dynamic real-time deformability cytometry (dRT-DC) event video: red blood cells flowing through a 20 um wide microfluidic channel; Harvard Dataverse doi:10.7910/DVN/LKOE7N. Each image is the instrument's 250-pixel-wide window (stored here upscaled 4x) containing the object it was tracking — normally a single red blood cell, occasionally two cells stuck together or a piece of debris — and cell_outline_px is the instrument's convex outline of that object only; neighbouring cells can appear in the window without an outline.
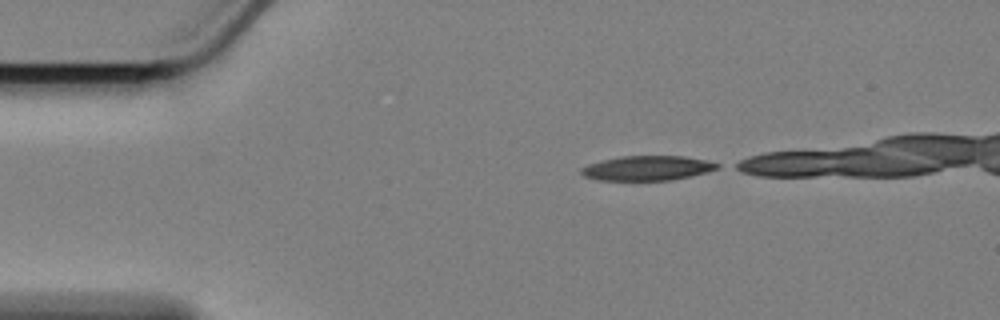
{"species": "Egyptian fruit bat (a non-hibernating species)", "species_latin": "Rousettus aegyptiacus", "temperature_condition": "cold", "stored_images_in_passage": 12, "camera_frame_rate_fps": 3000, "um_per_image_px": 0.085, "animal": {"sex": "female"}, "frame": {"image": 1, "passage_image": 1, "time_ms": 0.0, "image_size_px": [1000, 320], "cell_outline_px": [[720, 168], [708, 172], [672, 180], [596, 180], [584, 176], [580, 172], [580, 168], [588, 164], [620, 156], [684, 156], [708, 160], [720, 164]], "centroid_in_image_um": [55.05, 14.29], "position_along_channel_um": 30.0, "area_um2": 19.65}}
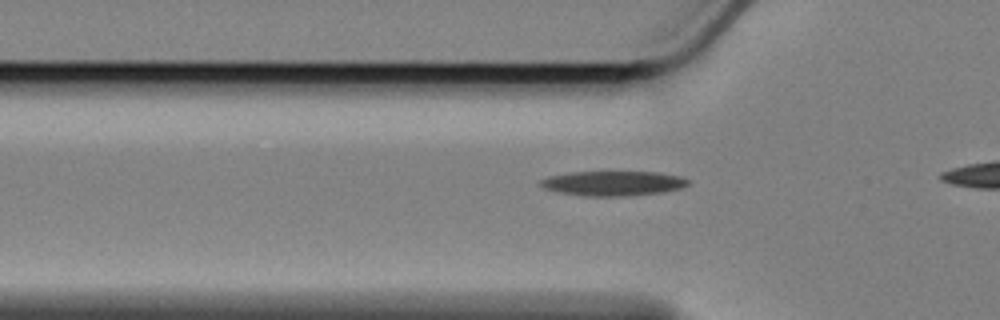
{"frame": {"image": 2, "passage_image": 9, "time_ms": 2.667, "image_size_px": [1000, 320], "cell_outline_px": [[692, 180], [688, 184], [680, 188], [660, 192], [624, 196], [584, 196], [560, 192], [544, 188], [540, 184], [540, 180], [548, 176], [568, 172], [660, 172], [680, 176]], "centroid_in_image_um": [52.11, 15.57], "position_along_channel_um": 73.7, "area_um2": 21.21}}